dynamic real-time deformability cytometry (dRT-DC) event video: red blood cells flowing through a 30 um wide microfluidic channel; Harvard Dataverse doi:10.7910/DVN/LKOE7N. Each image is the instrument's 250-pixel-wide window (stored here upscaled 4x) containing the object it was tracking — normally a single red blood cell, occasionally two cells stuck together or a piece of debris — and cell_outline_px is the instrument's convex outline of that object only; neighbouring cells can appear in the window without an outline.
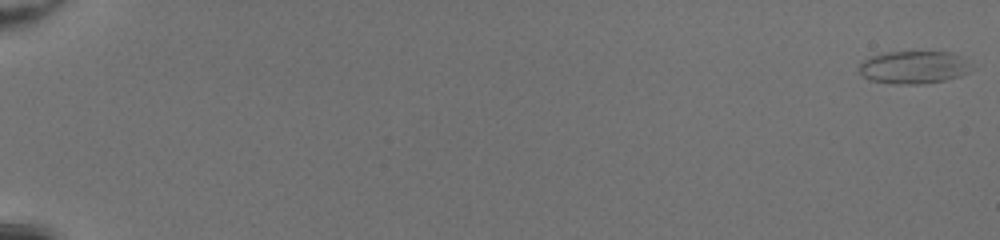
{"species": "common noctule bat (a hibernating species)", "species_latin": "Nyctalus noctula", "temperature_condition": "room temperature", "stored_images_in_passage": 52, "camera_frame_rate_fps": 3000, "um_per_image_px": 0.085, "animal": {"sex": "female", "body_mass_g": 20.0, "forearm_length_mm": 54.0}, "frame": {"image": 1, "passage_image": 1, "time_ms": 0.0, "image_size_px": [1000, 240], "cell_outline_px": [[976, 68], [960, 76], [944, 80], [920, 84], [896, 84], [868, 80], [856, 68], [868, 56], [884, 52], [952, 52], [960, 56]], "centroid_in_image_um": [77.66, 5.72], "position_along_channel_um": 7.3, "area_um2": 21.68}}
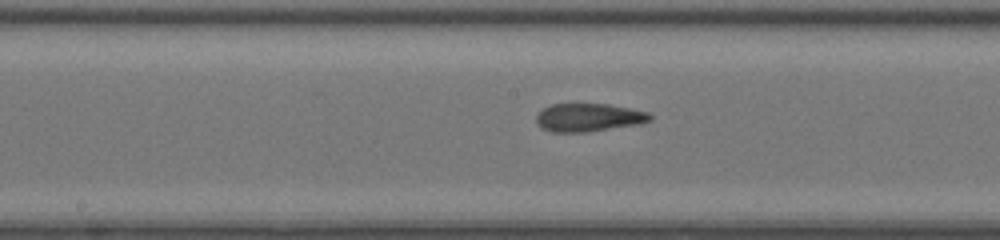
{"frame": {"image": 2, "passage_image": 30, "time_ms": 9.667, "image_size_px": [1000, 240], "cell_outline_px": [[652, 120], [640, 124], [588, 132], [552, 132], [540, 128], [536, 124], [536, 116], [544, 108], [552, 104], [608, 104], [648, 112], [652, 116]], "centroid_in_image_um": [50.02, 10.0], "position_along_channel_um": 198.2, "area_um2": 18.73}}
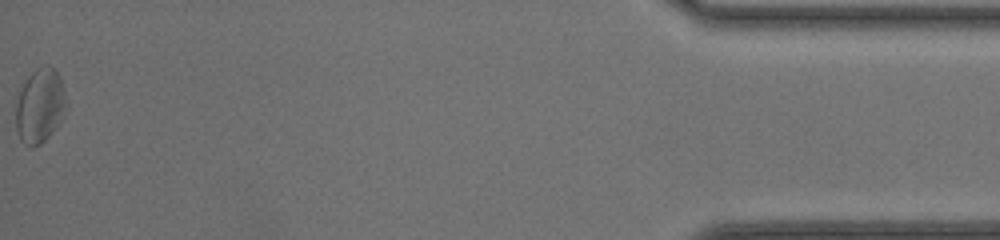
{"frame": {"image": 3, "passage_image": 52, "time_ms": 17.0, "image_size_px": [1000, 240], "cell_outline_px": [[68, 108], [64, 116], [52, 132], [40, 144], [32, 148], [24, 144], [20, 140], [16, 128], [16, 104], [20, 92], [28, 76], [36, 68], [52, 68], [60, 76]], "centroid_in_image_um": [3.4, 9.04], "position_along_channel_um": 431.8, "area_um2": 21.62}, "authors_computed_cell_mechanics": {"area_um2": 19.7098, "velocity_mm_per_s": 4.2841, "shape_relaxation_time_tau1_ms": null, "shape_relaxation_time_tau2_ms": 1.5105, "deformation_change_tau1": null, "deformation_change_tau2": 0.1027}}